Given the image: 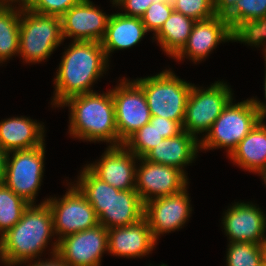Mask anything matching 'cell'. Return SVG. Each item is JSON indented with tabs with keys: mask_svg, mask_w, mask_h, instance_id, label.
Here are the masks:
<instances>
[{
	"mask_svg": "<svg viewBox=\"0 0 266 266\" xmlns=\"http://www.w3.org/2000/svg\"><path fill=\"white\" fill-rule=\"evenodd\" d=\"M55 236L51 210L44 201L30 204L19 222L0 236V259L5 266L32 262Z\"/></svg>",
	"mask_w": 266,
	"mask_h": 266,
	"instance_id": "7a4b0ae2",
	"label": "cell"
},
{
	"mask_svg": "<svg viewBox=\"0 0 266 266\" xmlns=\"http://www.w3.org/2000/svg\"><path fill=\"white\" fill-rule=\"evenodd\" d=\"M64 41L60 16L44 15L23 7L20 16L19 53L26 63L47 60Z\"/></svg>",
	"mask_w": 266,
	"mask_h": 266,
	"instance_id": "5b68a950",
	"label": "cell"
},
{
	"mask_svg": "<svg viewBox=\"0 0 266 266\" xmlns=\"http://www.w3.org/2000/svg\"><path fill=\"white\" fill-rule=\"evenodd\" d=\"M149 123L155 124L164 139L174 137L183 131L182 125L179 122L159 116H152Z\"/></svg>",
	"mask_w": 266,
	"mask_h": 266,
	"instance_id": "e575fe53",
	"label": "cell"
},
{
	"mask_svg": "<svg viewBox=\"0 0 266 266\" xmlns=\"http://www.w3.org/2000/svg\"><path fill=\"white\" fill-rule=\"evenodd\" d=\"M82 0H33L27 8L44 15L62 16Z\"/></svg>",
	"mask_w": 266,
	"mask_h": 266,
	"instance_id": "d6a6232c",
	"label": "cell"
},
{
	"mask_svg": "<svg viewBox=\"0 0 266 266\" xmlns=\"http://www.w3.org/2000/svg\"><path fill=\"white\" fill-rule=\"evenodd\" d=\"M234 42H241L250 46H263L266 56V15L256 19L241 22L233 31Z\"/></svg>",
	"mask_w": 266,
	"mask_h": 266,
	"instance_id": "83f0119b",
	"label": "cell"
},
{
	"mask_svg": "<svg viewBox=\"0 0 266 266\" xmlns=\"http://www.w3.org/2000/svg\"><path fill=\"white\" fill-rule=\"evenodd\" d=\"M266 15V0H239L225 16L232 31L243 21L256 20Z\"/></svg>",
	"mask_w": 266,
	"mask_h": 266,
	"instance_id": "f546056e",
	"label": "cell"
},
{
	"mask_svg": "<svg viewBox=\"0 0 266 266\" xmlns=\"http://www.w3.org/2000/svg\"><path fill=\"white\" fill-rule=\"evenodd\" d=\"M8 154L7 152L1 145H0V183L3 182L5 173H6V168H7V159H8Z\"/></svg>",
	"mask_w": 266,
	"mask_h": 266,
	"instance_id": "f35d334b",
	"label": "cell"
},
{
	"mask_svg": "<svg viewBox=\"0 0 266 266\" xmlns=\"http://www.w3.org/2000/svg\"><path fill=\"white\" fill-rule=\"evenodd\" d=\"M166 1L167 0H121L115 7L118 6V8L121 7L120 9L123 8L125 11V13H121L123 15L141 18L152 3H162Z\"/></svg>",
	"mask_w": 266,
	"mask_h": 266,
	"instance_id": "836d02e7",
	"label": "cell"
},
{
	"mask_svg": "<svg viewBox=\"0 0 266 266\" xmlns=\"http://www.w3.org/2000/svg\"><path fill=\"white\" fill-rule=\"evenodd\" d=\"M135 190L143 204L152 199L174 195L188 186L187 176L178 168L151 163L139 158Z\"/></svg>",
	"mask_w": 266,
	"mask_h": 266,
	"instance_id": "7c38bea8",
	"label": "cell"
},
{
	"mask_svg": "<svg viewBox=\"0 0 266 266\" xmlns=\"http://www.w3.org/2000/svg\"><path fill=\"white\" fill-rule=\"evenodd\" d=\"M266 123L260 120L228 156L240 168L256 173L266 166Z\"/></svg>",
	"mask_w": 266,
	"mask_h": 266,
	"instance_id": "603a6c76",
	"label": "cell"
},
{
	"mask_svg": "<svg viewBox=\"0 0 266 266\" xmlns=\"http://www.w3.org/2000/svg\"><path fill=\"white\" fill-rule=\"evenodd\" d=\"M108 253L126 258H141L149 255L157 240L145 217L134 224L107 229Z\"/></svg>",
	"mask_w": 266,
	"mask_h": 266,
	"instance_id": "d6986e66",
	"label": "cell"
},
{
	"mask_svg": "<svg viewBox=\"0 0 266 266\" xmlns=\"http://www.w3.org/2000/svg\"><path fill=\"white\" fill-rule=\"evenodd\" d=\"M260 120L251 98L238 103H233L232 98L211 129L200 139L199 151L226 148L229 156Z\"/></svg>",
	"mask_w": 266,
	"mask_h": 266,
	"instance_id": "52a82bcc",
	"label": "cell"
},
{
	"mask_svg": "<svg viewBox=\"0 0 266 266\" xmlns=\"http://www.w3.org/2000/svg\"><path fill=\"white\" fill-rule=\"evenodd\" d=\"M256 173L260 175L264 181V184L266 185V166L264 168L259 169Z\"/></svg>",
	"mask_w": 266,
	"mask_h": 266,
	"instance_id": "60d3db41",
	"label": "cell"
},
{
	"mask_svg": "<svg viewBox=\"0 0 266 266\" xmlns=\"http://www.w3.org/2000/svg\"><path fill=\"white\" fill-rule=\"evenodd\" d=\"M263 249V263L266 265V240L262 243Z\"/></svg>",
	"mask_w": 266,
	"mask_h": 266,
	"instance_id": "b9f144b4",
	"label": "cell"
},
{
	"mask_svg": "<svg viewBox=\"0 0 266 266\" xmlns=\"http://www.w3.org/2000/svg\"><path fill=\"white\" fill-rule=\"evenodd\" d=\"M108 252V232L103 225L64 236L58 241L57 254L70 266H101Z\"/></svg>",
	"mask_w": 266,
	"mask_h": 266,
	"instance_id": "4fadbf2b",
	"label": "cell"
},
{
	"mask_svg": "<svg viewBox=\"0 0 266 266\" xmlns=\"http://www.w3.org/2000/svg\"><path fill=\"white\" fill-rule=\"evenodd\" d=\"M22 6L0 4V63L19 53V28Z\"/></svg>",
	"mask_w": 266,
	"mask_h": 266,
	"instance_id": "d4e9b609",
	"label": "cell"
},
{
	"mask_svg": "<svg viewBox=\"0 0 266 266\" xmlns=\"http://www.w3.org/2000/svg\"><path fill=\"white\" fill-rule=\"evenodd\" d=\"M124 145L107 146L101 159L86 167L99 179L118 190H135L136 161Z\"/></svg>",
	"mask_w": 266,
	"mask_h": 266,
	"instance_id": "e0dca14e",
	"label": "cell"
},
{
	"mask_svg": "<svg viewBox=\"0 0 266 266\" xmlns=\"http://www.w3.org/2000/svg\"><path fill=\"white\" fill-rule=\"evenodd\" d=\"M195 20L186 15L173 11L164 25L153 36L160 44L162 50L174 58L186 45L192 32Z\"/></svg>",
	"mask_w": 266,
	"mask_h": 266,
	"instance_id": "cb8c5ba5",
	"label": "cell"
},
{
	"mask_svg": "<svg viewBox=\"0 0 266 266\" xmlns=\"http://www.w3.org/2000/svg\"><path fill=\"white\" fill-rule=\"evenodd\" d=\"M33 0H23V7H27Z\"/></svg>",
	"mask_w": 266,
	"mask_h": 266,
	"instance_id": "7bdbcfd3",
	"label": "cell"
},
{
	"mask_svg": "<svg viewBox=\"0 0 266 266\" xmlns=\"http://www.w3.org/2000/svg\"><path fill=\"white\" fill-rule=\"evenodd\" d=\"M163 139L155 124L148 123L131 135L123 145L136 157L143 158Z\"/></svg>",
	"mask_w": 266,
	"mask_h": 266,
	"instance_id": "f1b7e54d",
	"label": "cell"
},
{
	"mask_svg": "<svg viewBox=\"0 0 266 266\" xmlns=\"http://www.w3.org/2000/svg\"><path fill=\"white\" fill-rule=\"evenodd\" d=\"M147 32L141 18L126 16L120 12L112 13L101 41L107 59L114 50H124L135 46Z\"/></svg>",
	"mask_w": 266,
	"mask_h": 266,
	"instance_id": "7402d4cb",
	"label": "cell"
},
{
	"mask_svg": "<svg viewBox=\"0 0 266 266\" xmlns=\"http://www.w3.org/2000/svg\"><path fill=\"white\" fill-rule=\"evenodd\" d=\"M112 2V4L115 6L119 1L121 0H110Z\"/></svg>",
	"mask_w": 266,
	"mask_h": 266,
	"instance_id": "ee69618b",
	"label": "cell"
},
{
	"mask_svg": "<svg viewBox=\"0 0 266 266\" xmlns=\"http://www.w3.org/2000/svg\"><path fill=\"white\" fill-rule=\"evenodd\" d=\"M265 67H266V61H265ZM264 93H265V99H266V68H265V80H264ZM254 107L258 111V114L260 116L261 120L266 119V102L262 103L260 100H257L256 98H251Z\"/></svg>",
	"mask_w": 266,
	"mask_h": 266,
	"instance_id": "74e56055",
	"label": "cell"
},
{
	"mask_svg": "<svg viewBox=\"0 0 266 266\" xmlns=\"http://www.w3.org/2000/svg\"><path fill=\"white\" fill-rule=\"evenodd\" d=\"M109 17L92 1L82 0L60 17L63 39L70 37L73 41L101 42Z\"/></svg>",
	"mask_w": 266,
	"mask_h": 266,
	"instance_id": "9a60e30c",
	"label": "cell"
},
{
	"mask_svg": "<svg viewBox=\"0 0 266 266\" xmlns=\"http://www.w3.org/2000/svg\"><path fill=\"white\" fill-rule=\"evenodd\" d=\"M229 242L262 244L266 240V216L250 202H235L228 207L222 219Z\"/></svg>",
	"mask_w": 266,
	"mask_h": 266,
	"instance_id": "2e32d148",
	"label": "cell"
},
{
	"mask_svg": "<svg viewBox=\"0 0 266 266\" xmlns=\"http://www.w3.org/2000/svg\"><path fill=\"white\" fill-rule=\"evenodd\" d=\"M92 205L106 229L128 226L144 217V204L136 190H118L96 177L86 166L75 184Z\"/></svg>",
	"mask_w": 266,
	"mask_h": 266,
	"instance_id": "3957f363",
	"label": "cell"
},
{
	"mask_svg": "<svg viewBox=\"0 0 266 266\" xmlns=\"http://www.w3.org/2000/svg\"><path fill=\"white\" fill-rule=\"evenodd\" d=\"M45 152L44 143L40 147L15 150L8 154L2 183L29 204H36L35 198L44 174Z\"/></svg>",
	"mask_w": 266,
	"mask_h": 266,
	"instance_id": "30bf717a",
	"label": "cell"
},
{
	"mask_svg": "<svg viewBox=\"0 0 266 266\" xmlns=\"http://www.w3.org/2000/svg\"><path fill=\"white\" fill-rule=\"evenodd\" d=\"M45 126L28 117H12L0 122V145L7 151L26 150L44 144Z\"/></svg>",
	"mask_w": 266,
	"mask_h": 266,
	"instance_id": "44dd1931",
	"label": "cell"
},
{
	"mask_svg": "<svg viewBox=\"0 0 266 266\" xmlns=\"http://www.w3.org/2000/svg\"><path fill=\"white\" fill-rule=\"evenodd\" d=\"M226 266H260L263 263L262 244L229 242Z\"/></svg>",
	"mask_w": 266,
	"mask_h": 266,
	"instance_id": "4316f807",
	"label": "cell"
},
{
	"mask_svg": "<svg viewBox=\"0 0 266 266\" xmlns=\"http://www.w3.org/2000/svg\"><path fill=\"white\" fill-rule=\"evenodd\" d=\"M174 11L195 21L206 20L216 15L213 0H171Z\"/></svg>",
	"mask_w": 266,
	"mask_h": 266,
	"instance_id": "4dcf8cb0",
	"label": "cell"
},
{
	"mask_svg": "<svg viewBox=\"0 0 266 266\" xmlns=\"http://www.w3.org/2000/svg\"><path fill=\"white\" fill-rule=\"evenodd\" d=\"M229 41L233 42L232 29L225 17L215 15L196 21L186 45L173 59L179 62L185 57L198 63L208 57L219 43Z\"/></svg>",
	"mask_w": 266,
	"mask_h": 266,
	"instance_id": "ac0fdd59",
	"label": "cell"
},
{
	"mask_svg": "<svg viewBox=\"0 0 266 266\" xmlns=\"http://www.w3.org/2000/svg\"><path fill=\"white\" fill-rule=\"evenodd\" d=\"M187 188L177 194L152 199L144 204V217L157 241L161 234L181 229L189 220L192 206Z\"/></svg>",
	"mask_w": 266,
	"mask_h": 266,
	"instance_id": "5bb4252c",
	"label": "cell"
},
{
	"mask_svg": "<svg viewBox=\"0 0 266 266\" xmlns=\"http://www.w3.org/2000/svg\"><path fill=\"white\" fill-rule=\"evenodd\" d=\"M232 97L231 88L224 82L216 81L206 90L193 84L187 100L183 130L196 138L198 134L207 133Z\"/></svg>",
	"mask_w": 266,
	"mask_h": 266,
	"instance_id": "9c48e42d",
	"label": "cell"
},
{
	"mask_svg": "<svg viewBox=\"0 0 266 266\" xmlns=\"http://www.w3.org/2000/svg\"><path fill=\"white\" fill-rule=\"evenodd\" d=\"M237 1L239 0H213L216 15L225 17Z\"/></svg>",
	"mask_w": 266,
	"mask_h": 266,
	"instance_id": "d590c367",
	"label": "cell"
},
{
	"mask_svg": "<svg viewBox=\"0 0 266 266\" xmlns=\"http://www.w3.org/2000/svg\"><path fill=\"white\" fill-rule=\"evenodd\" d=\"M109 69V60L101 42L72 41L63 52L54 78L52 105H60L68 98L93 92L95 81Z\"/></svg>",
	"mask_w": 266,
	"mask_h": 266,
	"instance_id": "6da1fadb",
	"label": "cell"
},
{
	"mask_svg": "<svg viewBox=\"0 0 266 266\" xmlns=\"http://www.w3.org/2000/svg\"><path fill=\"white\" fill-rule=\"evenodd\" d=\"M200 149V140L183 130L180 134L163 139L143 158L151 163L172 166L185 175V166H189Z\"/></svg>",
	"mask_w": 266,
	"mask_h": 266,
	"instance_id": "ffe728a7",
	"label": "cell"
},
{
	"mask_svg": "<svg viewBox=\"0 0 266 266\" xmlns=\"http://www.w3.org/2000/svg\"><path fill=\"white\" fill-rule=\"evenodd\" d=\"M33 262L34 263H29L26 266H70L57 253L51 255V258L46 260V261H43V260L41 261L40 258H39V259H37V261L33 260Z\"/></svg>",
	"mask_w": 266,
	"mask_h": 266,
	"instance_id": "8d00e7d4",
	"label": "cell"
},
{
	"mask_svg": "<svg viewBox=\"0 0 266 266\" xmlns=\"http://www.w3.org/2000/svg\"><path fill=\"white\" fill-rule=\"evenodd\" d=\"M126 79H121V82L111 89L118 146L123 145L131 135L148 124L152 117L143 88L135 80Z\"/></svg>",
	"mask_w": 266,
	"mask_h": 266,
	"instance_id": "8fae6325",
	"label": "cell"
},
{
	"mask_svg": "<svg viewBox=\"0 0 266 266\" xmlns=\"http://www.w3.org/2000/svg\"><path fill=\"white\" fill-rule=\"evenodd\" d=\"M64 106H68L70 110L68 130L71 137L118 146L111 89L102 94L93 91L70 97L60 105Z\"/></svg>",
	"mask_w": 266,
	"mask_h": 266,
	"instance_id": "277c9868",
	"label": "cell"
},
{
	"mask_svg": "<svg viewBox=\"0 0 266 266\" xmlns=\"http://www.w3.org/2000/svg\"><path fill=\"white\" fill-rule=\"evenodd\" d=\"M68 187L62 198L49 197L44 200L52 213L54 234L59 236L51 245L52 255L57 253L58 241L64 236L99 225L98 216L85 195L75 184Z\"/></svg>",
	"mask_w": 266,
	"mask_h": 266,
	"instance_id": "ba28073f",
	"label": "cell"
},
{
	"mask_svg": "<svg viewBox=\"0 0 266 266\" xmlns=\"http://www.w3.org/2000/svg\"><path fill=\"white\" fill-rule=\"evenodd\" d=\"M134 80L143 88L151 116L174 120L183 125L192 83L180 79L170 69Z\"/></svg>",
	"mask_w": 266,
	"mask_h": 266,
	"instance_id": "8992f818",
	"label": "cell"
},
{
	"mask_svg": "<svg viewBox=\"0 0 266 266\" xmlns=\"http://www.w3.org/2000/svg\"><path fill=\"white\" fill-rule=\"evenodd\" d=\"M174 11L173 4L171 0H167L162 3H152L143 16L141 20L148 32H153L155 35L160 28L164 25V22L169 18V16Z\"/></svg>",
	"mask_w": 266,
	"mask_h": 266,
	"instance_id": "1f68e13d",
	"label": "cell"
},
{
	"mask_svg": "<svg viewBox=\"0 0 266 266\" xmlns=\"http://www.w3.org/2000/svg\"><path fill=\"white\" fill-rule=\"evenodd\" d=\"M30 204L0 183V236L20 221Z\"/></svg>",
	"mask_w": 266,
	"mask_h": 266,
	"instance_id": "484cf974",
	"label": "cell"
},
{
	"mask_svg": "<svg viewBox=\"0 0 266 266\" xmlns=\"http://www.w3.org/2000/svg\"><path fill=\"white\" fill-rule=\"evenodd\" d=\"M14 3L15 4L18 3L19 5L23 7V0H0V4H12L13 5Z\"/></svg>",
	"mask_w": 266,
	"mask_h": 266,
	"instance_id": "ab89813d",
	"label": "cell"
}]
</instances>
